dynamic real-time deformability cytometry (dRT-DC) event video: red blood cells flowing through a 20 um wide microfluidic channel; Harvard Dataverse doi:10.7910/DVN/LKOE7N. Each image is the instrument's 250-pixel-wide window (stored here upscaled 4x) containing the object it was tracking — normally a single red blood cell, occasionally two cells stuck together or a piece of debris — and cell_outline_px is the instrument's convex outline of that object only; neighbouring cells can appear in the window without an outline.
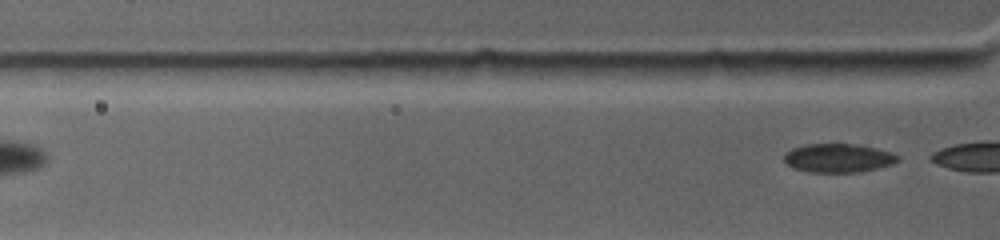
{"species": "common noctule bat (a hibernating species)", "species_latin": "Nyctalus noctula", "temperature_condition": "warm", "stored_images_in_passage": 2, "camera_frame_rate_fps": 4500, "um_per_image_px": 0.085, "animal": {"sex": "female", "body_mass_g": 19.0, "forearm_length_mm": 53.3}, "frame": {"image": 1, "passage_image": 2, "time_ms": 0.444, "image_size_px": [1000, 240], "cell_outline_px": [[900, 160], [892, 164], [860, 172], [808, 172], [792, 168], [784, 160], [784, 156], [792, 148], [808, 144], [848, 144], [872, 148], [888, 152], [896, 156]], "centroid_in_image_um": [71.19, 13.45], "position_along_channel_um": 54.6, "area_um2": 18.55}}